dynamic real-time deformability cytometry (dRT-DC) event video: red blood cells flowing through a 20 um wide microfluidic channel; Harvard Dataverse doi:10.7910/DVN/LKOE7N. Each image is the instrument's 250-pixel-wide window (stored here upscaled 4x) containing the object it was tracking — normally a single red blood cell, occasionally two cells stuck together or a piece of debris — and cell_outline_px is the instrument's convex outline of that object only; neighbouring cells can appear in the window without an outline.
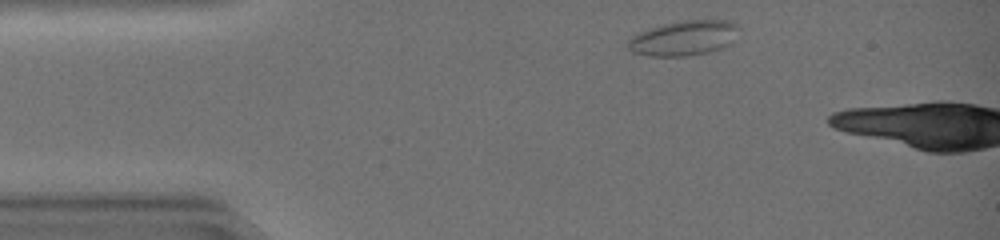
{"species": "common noctule bat (a hibernating species)", "species_latin": "Nyctalus noctula", "temperature_condition": "warm", "stored_images_in_passage": 6, "camera_frame_rate_fps": 3000, "um_per_image_px": 0.085, "animal": {"sex": "female", "body_mass_g": 19.0, "forearm_length_mm": 51.5}, "frame": {"image": 1, "passage_image": 3, "time_ms": 0.667, "image_size_px": [1000, 240], "cell_outline_px": [[740, 28], [728, 44], [720, 48], [708, 52], [688, 56], [648, 56], [632, 52], [624, 44], [632, 36], [648, 28], [680, 20], [728, 20], [736, 24]], "centroid_in_image_um": [58.06, 3.23], "position_along_channel_um": 26.9, "area_um2": 22.6}}